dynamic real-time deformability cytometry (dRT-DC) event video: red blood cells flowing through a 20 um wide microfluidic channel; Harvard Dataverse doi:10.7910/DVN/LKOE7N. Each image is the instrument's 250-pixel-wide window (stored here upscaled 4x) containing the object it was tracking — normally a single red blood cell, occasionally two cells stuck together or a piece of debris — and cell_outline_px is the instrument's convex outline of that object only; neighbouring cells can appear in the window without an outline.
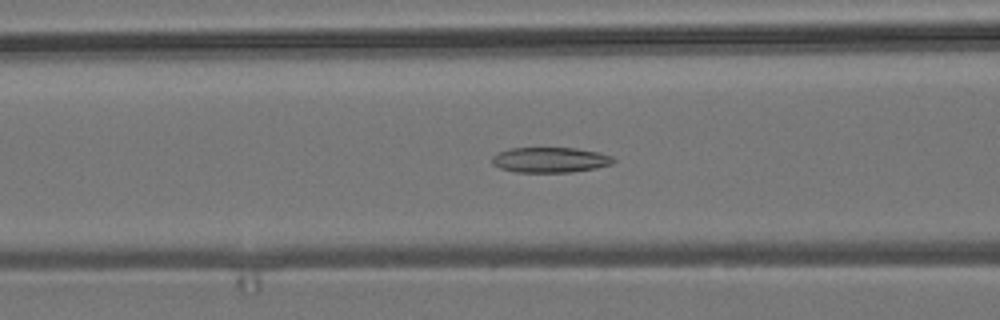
{"species": "common noctule bat (a hibernating species)", "species_latin": "Nyctalus noctula", "temperature_condition": "room temperature", "stored_images_in_passage": 38, "camera_frame_rate_fps": 3000, "um_per_image_px": 0.085, "animal": {"sex": "male", "body_mass_g": 19.2, "forearm_length_mm": 51.8}, "frame": {"image": 1, "passage_image": 6, "time_ms": 1.667, "image_size_px": [1000, 320], "cell_outline_px": [[616, 160], [612, 164], [596, 168], [572, 172], [516, 172], [500, 168], [492, 164], [492, 156], [500, 152], [512, 148], [576, 148], [596, 152], [612, 156]], "centroid_in_image_um": [46.77, 13.59], "position_along_channel_um": 119.8, "area_um2": 17.8}}
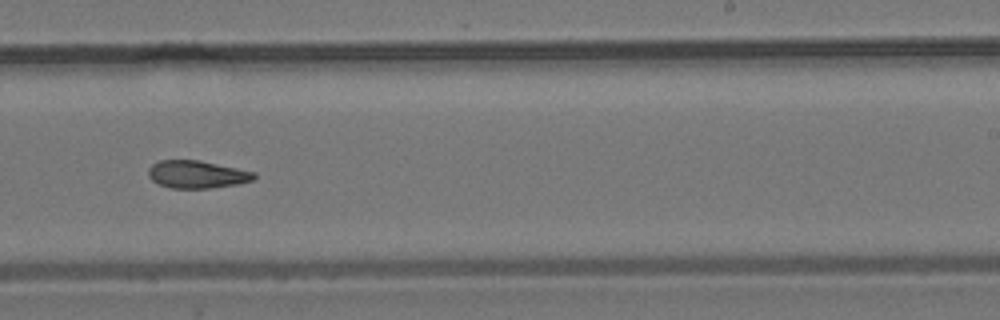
{"frame": {"image": 2, "passage_image": 18, "time_ms": 5.667, "image_size_px": [1000, 320], "cell_outline_px": [[256, 176], [252, 180], [236, 184], [212, 188], [172, 188], [160, 184], [152, 180], [148, 176], [148, 168], [152, 164], [160, 160], [200, 160], [256, 172]], "centroid_in_image_um": [16.73, 14.81], "position_along_channel_um": 272.3, "area_um2": 16.99}}
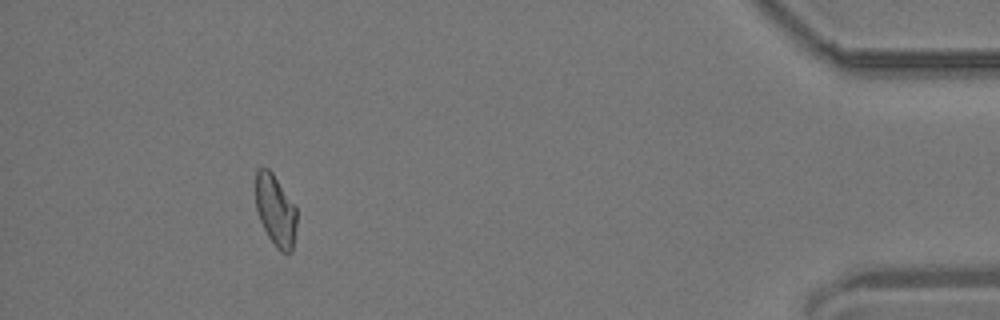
{"frame": {"image": 3, "passage_image": 34, "time_ms": 11.0, "image_size_px": [1000, 320], "cell_outline_px": [[296, 228], [292, 252], [280, 252], [276, 248], [268, 236], [260, 220], [256, 208], [256, 172], [260, 168], [268, 168], [272, 172], [296, 208]], "centroid_in_image_um": [23.42, 17.91], "position_along_channel_um": 411.8, "area_um2": 16.88}, "authors_computed_cell_mechanics": {"area_um2": 17.5712, "velocity_mm_per_s": 3.8214, "shape_relaxation_time_tau1_ms": null, "shape_relaxation_time_tau2_ms": 7.4387, "deformation_change_tau1": null, "deformation_change_tau2": 0.1614}}